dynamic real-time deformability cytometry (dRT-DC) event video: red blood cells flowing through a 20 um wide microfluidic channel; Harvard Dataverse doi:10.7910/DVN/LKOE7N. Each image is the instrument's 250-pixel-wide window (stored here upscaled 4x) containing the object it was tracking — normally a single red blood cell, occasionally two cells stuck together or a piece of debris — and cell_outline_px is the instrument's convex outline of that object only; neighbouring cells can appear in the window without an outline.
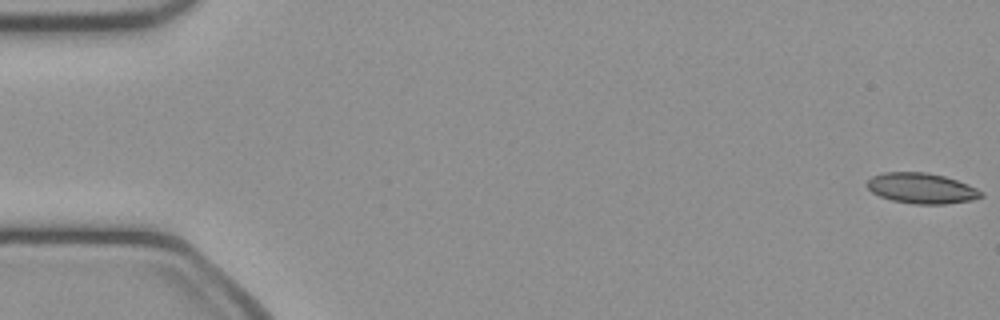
{"species": "common noctule bat (a hibernating species)", "species_latin": "Nyctalus noctula", "temperature_condition": "cold", "stored_images_in_passage": 51, "camera_frame_rate_fps": 3000, "um_per_image_px": 0.085, "animal": {"sex": "female", "body_mass_g": 21.9}, "frame": {"image": 1, "passage_image": 1, "time_ms": 0.0, "image_size_px": [1000, 320], "cell_outline_px": [[984, 196], [972, 200], [944, 204], [912, 204], [892, 200], [880, 196], [872, 192], [864, 184], [872, 176], [884, 172], [924, 172], [944, 176], [968, 184], [984, 192]], "centroid_in_image_um": [78.33, 16.0], "position_along_channel_um": 6.7, "area_um2": 20.35}}
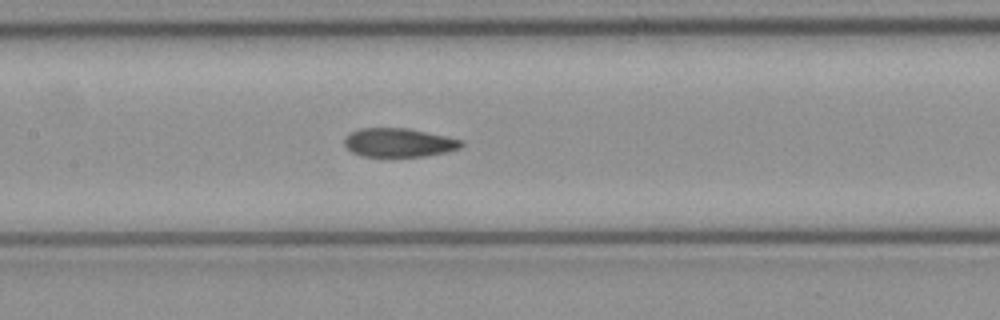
{"frame": {"image": 2, "passage_image": 24, "time_ms": 7.667, "image_size_px": [1000, 320], "cell_outline_px": [[464, 144], [460, 148], [448, 152], [424, 156], [360, 156], [352, 152], [344, 144], [344, 136], [348, 132], [360, 128], [408, 128], [448, 136], [464, 140]], "centroid_in_image_um": [33.91, 12.11], "position_along_channel_um": 173.5, "area_um2": 19.88}}
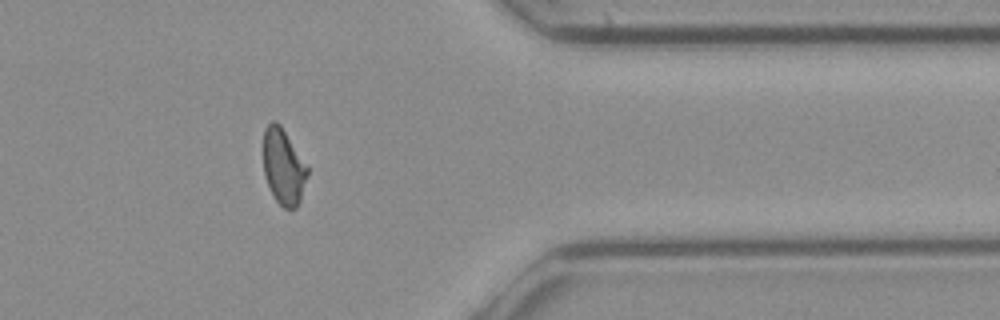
{"frame": {"image": 3, "passage_image": 41, "time_ms": 13.333, "image_size_px": [1000, 320], "cell_outline_px": [[308, 176], [300, 200], [296, 208], [284, 208], [276, 200], [268, 184], [264, 172], [264, 128], [272, 120], [276, 120], [280, 124], [308, 168]], "centroid_in_image_um": [24.09, 14.16], "position_along_channel_um": 387.3, "area_um2": 19.13}, "authors_computed_cell_mechanics": {"area_um2": 20.3456, "velocity_mm_per_s": 4.0948, "shape_relaxation_time_tau1_ms": null, "shape_relaxation_time_tau2_ms": 3.5149, "deformation_change_tau1": null, "deformation_change_tau2": 0.0871}}